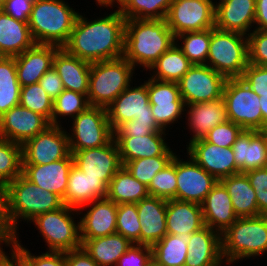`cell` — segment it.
Segmentation results:
<instances>
[{"label": "cell", "instance_id": "obj_41", "mask_svg": "<svg viewBox=\"0 0 267 266\" xmlns=\"http://www.w3.org/2000/svg\"><path fill=\"white\" fill-rule=\"evenodd\" d=\"M210 40L211 28L203 31L185 32L175 37V43L193 65L206 64Z\"/></svg>", "mask_w": 267, "mask_h": 266}, {"label": "cell", "instance_id": "obj_21", "mask_svg": "<svg viewBox=\"0 0 267 266\" xmlns=\"http://www.w3.org/2000/svg\"><path fill=\"white\" fill-rule=\"evenodd\" d=\"M256 0H219L215 2V28L249 35L255 23Z\"/></svg>", "mask_w": 267, "mask_h": 266}, {"label": "cell", "instance_id": "obj_60", "mask_svg": "<svg viewBox=\"0 0 267 266\" xmlns=\"http://www.w3.org/2000/svg\"><path fill=\"white\" fill-rule=\"evenodd\" d=\"M11 253L0 252V266H24L22 260L12 251ZM10 256V257H9Z\"/></svg>", "mask_w": 267, "mask_h": 266}, {"label": "cell", "instance_id": "obj_36", "mask_svg": "<svg viewBox=\"0 0 267 266\" xmlns=\"http://www.w3.org/2000/svg\"><path fill=\"white\" fill-rule=\"evenodd\" d=\"M220 182L227 189L238 218L261 215L258 210L255 191L244 173L222 178Z\"/></svg>", "mask_w": 267, "mask_h": 266}, {"label": "cell", "instance_id": "obj_4", "mask_svg": "<svg viewBox=\"0 0 267 266\" xmlns=\"http://www.w3.org/2000/svg\"><path fill=\"white\" fill-rule=\"evenodd\" d=\"M64 0H36L28 20L35 44L63 47L80 12Z\"/></svg>", "mask_w": 267, "mask_h": 266}, {"label": "cell", "instance_id": "obj_59", "mask_svg": "<svg viewBox=\"0 0 267 266\" xmlns=\"http://www.w3.org/2000/svg\"><path fill=\"white\" fill-rule=\"evenodd\" d=\"M254 29L267 31V0H256L255 2Z\"/></svg>", "mask_w": 267, "mask_h": 266}, {"label": "cell", "instance_id": "obj_55", "mask_svg": "<svg viewBox=\"0 0 267 266\" xmlns=\"http://www.w3.org/2000/svg\"><path fill=\"white\" fill-rule=\"evenodd\" d=\"M18 235L9 225L6 215V198L3 189L0 190V252H4L3 246L12 247Z\"/></svg>", "mask_w": 267, "mask_h": 266}, {"label": "cell", "instance_id": "obj_52", "mask_svg": "<svg viewBox=\"0 0 267 266\" xmlns=\"http://www.w3.org/2000/svg\"><path fill=\"white\" fill-rule=\"evenodd\" d=\"M151 259V246L132 243L115 266H146Z\"/></svg>", "mask_w": 267, "mask_h": 266}, {"label": "cell", "instance_id": "obj_10", "mask_svg": "<svg viewBox=\"0 0 267 266\" xmlns=\"http://www.w3.org/2000/svg\"><path fill=\"white\" fill-rule=\"evenodd\" d=\"M71 121V132L68 133L70 152L104 146L114 137L104 107L90 106Z\"/></svg>", "mask_w": 267, "mask_h": 266}, {"label": "cell", "instance_id": "obj_2", "mask_svg": "<svg viewBox=\"0 0 267 266\" xmlns=\"http://www.w3.org/2000/svg\"><path fill=\"white\" fill-rule=\"evenodd\" d=\"M174 43L175 36L165 19L126 20L123 57L135 69L139 66L147 71Z\"/></svg>", "mask_w": 267, "mask_h": 266}, {"label": "cell", "instance_id": "obj_62", "mask_svg": "<svg viewBox=\"0 0 267 266\" xmlns=\"http://www.w3.org/2000/svg\"><path fill=\"white\" fill-rule=\"evenodd\" d=\"M258 132L263 136L265 152H266V157H267V128L258 130Z\"/></svg>", "mask_w": 267, "mask_h": 266}, {"label": "cell", "instance_id": "obj_49", "mask_svg": "<svg viewBox=\"0 0 267 266\" xmlns=\"http://www.w3.org/2000/svg\"><path fill=\"white\" fill-rule=\"evenodd\" d=\"M242 131L238 124L228 120L211 129L203 139L219 147L228 148L232 147Z\"/></svg>", "mask_w": 267, "mask_h": 266}, {"label": "cell", "instance_id": "obj_50", "mask_svg": "<svg viewBox=\"0 0 267 266\" xmlns=\"http://www.w3.org/2000/svg\"><path fill=\"white\" fill-rule=\"evenodd\" d=\"M248 38V63L267 66V31L253 29Z\"/></svg>", "mask_w": 267, "mask_h": 266}, {"label": "cell", "instance_id": "obj_9", "mask_svg": "<svg viewBox=\"0 0 267 266\" xmlns=\"http://www.w3.org/2000/svg\"><path fill=\"white\" fill-rule=\"evenodd\" d=\"M222 97L229 121L243 130L262 129L260 97L241 78H227Z\"/></svg>", "mask_w": 267, "mask_h": 266}, {"label": "cell", "instance_id": "obj_34", "mask_svg": "<svg viewBox=\"0 0 267 266\" xmlns=\"http://www.w3.org/2000/svg\"><path fill=\"white\" fill-rule=\"evenodd\" d=\"M83 249L99 266H115L132 243L119 233L81 239Z\"/></svg>", "mask_w": 267, "mask_h": 266}, {"label": "cell", "instance_id": "obj_38", "mask_svg": "<svg viewBox=\"0 0 267 266\" xmlns=\"http://www.w3.org/2000/svg\"><path fill=\"white\" fill-rule=\"evenodd\" d=\"M193 64L174 43L148 69L153 79L178 82Z\"/></svg>", "mask_w": 267, "mask_h": 266}, {"label": "cell", "instance_id": "obj_3", "mask_svg": "<svg viewBox=\"0 0 267 266\" xmlns=\"http://www.w3.org/2000/svg\"><path fill=\"white\" fill-rule=\"evenodd\" d=\"M6 198V215L9 225L19 236V222L27 223L36 216L54 211L64 205L55 193L42 189L28 180L23 174L16 177L3 188ZM22 219V220H20Z\"/></svg>", "mask_w": 267, "mask_h": 266}, {"label": "cell", "instance_id": "obj_39", "mask_svg": "<svg viewBox=\"0 0 267 266\" xmlns=\"http://www.w3.org/2000/svg\"><path fill=\"white\" fill-rule=\"evenodd\" d=\"M191 234H166L152 249V259L160 266H184Z\"/></svg>", "mask_w": 267, "mask_h": 266}, {"label": "cell", "instance_id": "obj_18", "mask_svg": "<svg viewBox=\"0 0 267 266\" xmlns=\"http://www.w3.org/2000/svg\"><path fill=\"white\" fill-rule=\"evenodd\" d=\"M186 149L187 155L218 181L240 173L232 147H219L199 139L190 143Z\"/></svg>", "mask_w": 267, "mask_h": 266}, {"label": "cell", "instance_id": "obj_45", "mask_svg": "<svg viewBox=\"0 0 267 266\" xmlns=\"http://www.w3.org/2000/svg\"><path fill=\"white\" fill-rule=\"evenodd\" d=\"M141 225L136 203L117 205L116 233L123 235L133 244H140Z\"/></svg>", "mask_w": 267, "mask_h": 266}, {"label": "cell", "instance_id": "obj_7", "mask_svg": "<svg viewBox=\"0 0 267 266\" xmlns=\"http://www.w3.org/2000/svg\"><path fill=\"white\" fill-rule=\"evenodd\" d=\"M206 65L226 78H240L248 65L247 35L211 28Z\"/></svg>", "mask_w": 267, "mask_h": 266}, {"label": "cell", "instance_id": "obj_32", "mask_svg": "<svg viewBox=\"0 0 267 266\" xmlns=\"http://www.w3.org/2000/svg\"><path fill=\"white\" fill-rule=\"evenodd\" d=\"M232 149L240 173L267 167L263 136L257 130H243Z\"/></svg>", "mask_w": 267, "mask_h": 266}, {"label": "cell", "instance_id": "obj_48", "mask_svg": "<svg viewBox=\"0 0 267 266\" xmlns=\"http://www.w3.org/2000/svg\"><path fill=\"white\" fill-rule=\"evenodd\" d=\"M11 249L26 266H65V252L47 251L41 255L32 254L17 237Z\"/></svg>", "mask_w": 267, "mask_h": 266}, {"label": "cell", "instance_id": "obj_13", "mask_svg": "<svg viewBox=\"0 0 267 266\" xmlns=\"http://www.w3.org/2000/svg\"><path fill=\"white\" fill-rule=\"evenodd\" d=\"M227 78L206 64H195L177 82L185 105L213 101L223 96Z\"/></svg>", "mask_w": 267, "mask_h": 266}, {"label": "cell", "instance_id": "obj_33", "mask_svg": "<svg viewBox=\"0 0 267 266\" xmlns=\"http://www.w3.org/2000/svg\"><path fill=\"white\" fill-rule=\"evenodd\" d=\"M34 45L28 22L16 20L0 10V56L15 57Z\"/></svg>", "mask_w": 267, "mask_h": 266}, {"label": "cell", "instance_id": "obj_22", "mask_svg": "<svg viewBox=\"0 0 267 266\" xmlns=\"http://www.w3.org/2000/svg\"><path fill=\"white\" fill-rule=\"evenodd\" d=\"M73 164V156L70 153L66 158L49 164L22 165V174L35 185L55 193L63 200Z\"/></svg>", "mask_w": 267, "mask_h": 266}, {"label": "cell", "instance_id": "obj_20", "mask_svg": "<svg viewBox=\"0 0 267 266\" xmlns=\"http://www.w3.org/2000/svg\"><path fill=\"white\" fill-rule=\"evenodd\" d=\"M90 207V208H89ZM88 208L86 213L83 210ZM80 238L93 239L116 233L117 204L108 198L90 202L78 209Z\"/></svg>", "mask_w": 267, "mask_h": 266}, {"label": "cell", "instance_id": "obj_44", "mask_svg": "<svg viewBox=\"0 0 267 266\" xmlns=\"http://www.w3.org/2000/svg\"><path fill=\"white\" fill-rule=\"evenodd\" d=\"M54 100L39 83L21 87L19 105L44 116L52 125Z\"/></svg>", "mask_w": 267, "mask_h": 266}, {"label": "cell", "instance_id": "obj_17", "mask_svg": "<svg viewBox=\"0 0 267 266\" xmlns=\"http://www.w3.org/2000/svg\"><path fill=\"white\" fill-rule=\"evenodd\" d=\"M74 165L90 177H99L107 185L123 166L114 137L104 146L70 152Z\"/></svg>", "mask_w": 267, "mask_h": 266}, {"label": "cell", "instance_id": "obj_57", "mask_svg": "<svg viewBox=\"0 0 267 266\" xmlns=\"http://www.w3.org/2000/svg\"><path fill=\"white\" fill-rule=\"evenodd\" d=\"M38 83L53 100H55L64 90L61 78L54 67L45 72Z\"/></svg>", "mask_w": 267, "mask_h": 266}, {"label": "cell", "instance_id": "obj_11", "mask_svg": "<svg viewBox=\"0 0 267 266\" xmlns=\"http://www.w3.org/2000/svg\"><path fill=\"white\" fill-rule=\"evenodd\" d=\"M132 83L106 108L110 127L114 132L120 125L136 119L137 123L158 126L148 97L147 80L138 86Z\"/></svg>", "mask_w": 267, "mask_h": 266}, {"label": "cell", "instance_id": "obj_56", "mask_svg": "<svg viewBox=\"0 0 267 266\" xmlns=\"http://www.w3.org/2000/svg\"><path fill=\"white\" fill-rule=\"evenodd\" d=\"M36 0H5L2 11L22 22H28Z\"/></svg>", "mask_w": 267, "mask_h": 266}, {"label": "cell", "instance_id": "obj_15", "mask_svg": "<svg viewBox=\"0 0 267 266\" xmlns=\"http://www.w3.org/2000/svg\"><path fill=\"white\" fill-rule=\"evenodd\" d=\"M147 90L149 102L156 124L166 131L170 125L178 122L186 114L185 103L180 96L177 82L160 81L148 78Z\"/></svg>", "mask_w": 267, "mask_h": 266}, {"label": "cell", "instance_id": "obj_53", "mask_svg": "<svg viewBox=\"0 0 267 266\" xmlns=\"http://www.w3.org/2000/svg\"><path fill=\"white\" fill-rule=\"evenodd\" d=\"M240 78L254 92H267V66L248 63Z\"/></svg>", "mask_w": 267, "mask_h": 266}, {"label": "cell", "instance_id": "obj_14", "mask_svg": "<svg viewBox=\"0 0 267 266\" xmlns=\"http://www.w3.org/2000/svg\"><path fill=\"white\" fill-rule=\"evenodd\" d=\"M70 154L68 132L62 126L50 125L22 144V165H44Z\"/></svg>", "mask_w": 267, "mask_h": 266}, {"label": "cell", "instance_id": "obj_27", "mask_svg": "<svg viewBox=\"0 0 267 266\" xmlns=\"http://www.w3.org/2000/svg\"><path fill=\"white\" fill-rule=\"evenodd\" d=\"M136 205L141 225L140 244L153 246L167 234V200L149 195Z\"/></svg>", "mask_w": 267, "mask_h": 266}, {"label": "cell", "instance_id": "obj_19", "mask_svg": "<svg viewBox=\"0 0 267 266\" xmlns=\"http://www.w3.org/2000/svg\"><path fill=\"white\" fill-rule=\"evenodd\" d=\"M48 126L50 122L44 116L17 105L0 117V136L22 145Z\"/></svg>", "mask_w": 267, "mask_h": 266}, {"label": "cell", "instance_id": "obj_42", "mask_svg": "<svg viewBox=\"0 0 267 266\" xmlns=\"http://www.w3.org/2000/svg\"><path fill=\"white\" fill-rule=\"evenodd\" d=\"M22 174V145L0 139V187Z\"/></svg>", "mask_w": 267, "mask_h": 266}, {"label": "cell", "instance_id": "obj_8", "mask_svg": "<svg viewBox=\"0 0 267 266\" xmlns=\"http://www.w3.org/2000/svg\"><path fill=\"white\" fill-rule=\"evenodd\" d=\"M76 212V213H75ZM78 209L63 205L57 210L36 216L30 223L39 230L48 251L68 252L82 247Z\"/></svg>", "mask_w": 267, "mask_h": 266}, {"label": "cell", "instance_id": "obj_40", "mask_svg": "<svg viewBox=\"0 0 267 266\" xmlns=\"http://www.w3.org/2000/svg\"><path fill=\"white\" fill-rule=\"evenodd\" d=\"M20 91L15 57L0 56V117L19 105Z\"/></svg>", "mask_w": 267, "mask_h": 266}, {"label": "cell", "instance_id": "obj_5", "mask_svg": "<svg viewBox=\"0 0 267 266\" xmlns=\"http://www.w3.org/2000/svg\"><path fill=\"white\" fill-rule=\"evenodd\" d=\"M223 261L230 264L267 253V215L237 218L221 233Z\"/></svg>", "mask_w": 267, "mask_h": 266}, {"label": "cell", "instance_id": "obj_16", "mask_svg": "<svg viewBox=\"0 0 267 266\" xmlns=\"http://www.w3.org/2000/svg\"><path fill=\"white\" fill-rule=\"evenodd\" d=\"M176 154V200L201 204L218 180L189 155L187 160Z\"/></svg>", "mask_w": 267, "mask_h": 266}, {"label": "cell", "instance_id": "obj_1", "mask_svg": "<svg viewBox=\"0 0 267 266\" xmlns=\"http://www.w3.org/2000/svg\"><path fill=\"white\" fill-rule=\"evenodd\" d=\"M103 16L89 21L79 13L70 38L63 48L69 54L89 63L122 57L126 19L118 9Z\"/></svg>", "mask_w": 267, "mask_h": 266}, {"label": "cell", "instance_id": "obj_30", "mask_svg": "<svg viewBox=\"0 0 267 266\" xmlns=\"http://www.w3.org/2000/svg\"><path fill=\"white\" fill-rule=\"evenodd\" d=\"M53 67L60 76L64 89L88 94L91 63L69 54L61 47L55 53Z\"/></svg>", "mask_w": 267, "mask_h": 266}, {"label": "cell", "instance_id": "obj_54", "mask_svg": "<svg viewBox=\"0 0 267 266\" xmlns=\"http://www.w3.org/2000/svg\"><path fill=\"white\" fill-rule=\"evenodd\" d=\"M154 132H166L159 126L137 123L136 119L125 122L114 131V137H144Z\"/></svg>", "mask_w": 267, "mask_h": 266}, {"label": "cell", "instance_id": "obj_23", "mask_svg": "<svg viewBox=\"0 0 267 266\" xmlns=\"http://www.w3.org/2000/svg\"><path fill=\"white\" fill-rule=\"evenodd\" d=\"M187 249L188 254L184 266H222L225 264L221 233L209 226H204L191 234Z\"/></svg>", "mask_w": 267, "mask_h": 266}, {"label": "cell", "instance_id": "obj_47", "mask_svg": "<svg viewBox=\"0 0 267 266\" xmlns=\"http://www.w3.org/2000/svg\"><path fill=\"white\" fill-rule=\"evenodd\" d=\"M147 188L150 196L165 200L176 199V155L163 170L157 172Z\"/></svg>", "mask_w": 267, "mask_h": 266}, {"label": "cell", "instance_id": "obj_46", "mask_svg": "<svg viewBox=\"0 0 267 266\" xmlns=\"http://www.w3.org/2000/svg\"><path fill=\"white\" fill-rule=\"evenodd\" d=\"M175 156H155L151 158L135 159L124 166L139 182L149 186L157 172L163 170Z\"/></svg>", "mask_w": 267, "mask_h": 266}, {"label": "cell", "instance_id": "obj_51", "mask_svg": "<svg viewBox=\"0 0 267 266\" xmlns=\"http://www.w3.org/2000/svg\"><path fill=\"white\" fill-rule=\"evenodd\" d=\"M255 191L257 206L261 215H267V167L244 172Z\"/></svg>", "mask_w": 267, "mask_h": 266}, {"label": "cell", "instance_id": "obj_25", "mask_svg": "<svg viewBox=\"0 0 267 266\" xmlns=\"http://www.w3.org/2000/svg\"><path fill=\"white\" fill-rule=\"evenodd\" d=\"M184 112L187 113L185 118H188V128L193 133L190 134L192 137L186 146L193 141L203 139L211 129L228 121L223 97L213 101L185 105Z\"/></svg>", "mask_w": 267, "mask_h": 266}, {"label": "cell", "instance_id": "obj_29", "mask_svg": "<svg viewBox=\"0 0 267 266\" xmlns=\"http://www.w3.org/2000/svg\"><path fill=\"white\" fill-rule=\"evenodd\" d=\"M204 225L223 233L236 220L230 195L225 186L218 181L201 203Z\"/></svg>", "mask_w": 267, "mask_h": 266}, {"label": "cell", "instance_id": "obj_28", "mask_svg": "<svg viewBox=\"0 0 267 266\" xmlns=\"http://www.w3.org/2000/svg\"><path fill=\"white\" fill-rule=\"evenodd\" d=\"M107 190L108 185L102 179L87 176L73 164L62 201L68 207L79 209L94 200L106 198Z\"/></svg>", "mask_w": 267, "mask_h": 266}, {"label": "cell", "instance_id": "obj_6", "mask_svg": "<svg viewBox=\"0 0 267 266\" xmlns=\"http://www.w3.org/2000/svg\"><path fill=\"white\" fill-rule=\"evenodd\" d=\"M135 68L123 56L91 63L88 101L107 108L131 83Z\"/></svg>", "mask_w": 267, "mask_h": 266}, {"label": "cell", "instance_id": "obj_35", "mask_svg": "<svg viewBox=\"0 0 267 266\" xmlns=\"http://www.w3.org/2000/svg\"><path fill=\"white\" fill-rule=\"evenodd\" d=\"M95 2L101 8L117 7L126 20H163L166 18L172 0H109Z\"/></svg>", "mask_w": 267, "mask_h": 266}, {"label": "cell", "instance_id": "obj_31", "mask_svg": "<svg viewBox=\"0 0 267 266\" xmlns=\"http://www.w3.org/2000/svg\"><path fill=\"white\" fill-rule=\"evenodd\" d=\"M167 233L192 234L204 227L201 204L176 199L167 200Z\"/></svg>", "mask_w": 267, "mask_h": 266}, {"label": "cell", "instance_id": "obj_63", "mask_svg": "<svg viewBox=\"0 0 267 266\" xmlns=\"http://www.w3.org/2000/svg\"><path fill=\"white\" fill-rule=\"evenodd\" d=\"M146 266H160L159 264H157L153 259H151Z\"/></svg>", "mask_w": 267, "mask_h": 266}, {"label": "cell", "instance_id": "obj_58", "mask_svg": "<svg viewBox=\"0 0 267 266\" xmlns=\"http://www.w3.org/2000/svg\"><path fill=\"white\" fill-rule=\"evenodd\" d=\"M65 266H99L89 254L80 247L65 252Z\"/></svg>", "mask_w": 267, "mask_h": 266}, {"label": "cell", "instance_id": "obj_12", "mask_svg": "<svg viewBox=\"0 0 267 266\" xmlns=\"http://www.w3.org/2000/svg\"><path fill=\"white\" fill-rule=\"evenodd\" d=\"M165 20L175 37L185 32L214 28L215 2L213 0H172Z\"/></svg>", "mask_w": 267, "mask_h": 266}, {"label": "cell", "instance_id": "obj_61", "mask_svg": "<svg viewBox=\"0 0 267 266\" xmlns=\"http://www.w3.org/2000/svg\"><path fill=\"white\" fill-rule=\"evenodd\" d=\"M260 97L262 129L267 128V92H255Z\"/></svg>", "mask_w": 267, "mask_h": 266}, {"label": "cell", "instance_id": "obj_24", "mask_svg": "<svg viewBox=\"0 0 267 266\" xmlns=\"http://www.w3.org/2000/svg\"><path fill=\"white\" fill-rule=\"evenodd\" d=\"M61 47L35 44L32 48L15 56L17 78L21 87L36 84L53 67L55 53Z\"/></svg>", "mask_w": 267, "mask_h": 266}, {"label": "cell", "instance_id": "obj_43", "mask_svg": "<svg viewBox=\"0 0 267 266\" xmlns=\"http://www.w3.org/2000/svg\"><path fill=\"white\" fill-rule=\"evenodd\" d=\"M89 107L87 95L64 89L53 102L52 125L63 126L60 119L68 116L72 120Z\"/></svg>", "mask_w": 267, "mask_h": 266}, {"label": "cell", "instance_id": "obj_64", "mask_svg": "<svg viewBox=\"0 0 267 266\" xmlns=\"http://www.w3.org/2000/svg\"><path fill=\"white\" fill-rule=\"evenodd\" d=\"M5 0H0V10H2Z\"/></svg>", "mask_w": 267, "mask_h": 266}, {"label": "cell", "instance_id": "obj_26", "mask_svg": "<svg viewBox=\"0 0 267 266\" xmlns=\"http://www.w3.org/2000/svg\"><path fill=\"white\" fill-rule=\"evenodd\" d=\"M166 132H154L144 137H114L122 165L141 158L175 156L176 152L166 143Z\"/></svg>", "mask_w": 267, "mask_h": 266}, {"label": "cell", "instance_id": "obj_37", "mask_svg": "<svg viewBox=\"0 0 267 266\" xmlns=\"http://www.w3.org/2000/svg\"><path fill=\"white\" fill-rule=\"evenodd\" d=\"M149 196L146 185L139 182L122 166L109 182L106 198L114 203H138Z\"/></svg>", "mask_w": 267, "mask_h": 266}]
</instances>
